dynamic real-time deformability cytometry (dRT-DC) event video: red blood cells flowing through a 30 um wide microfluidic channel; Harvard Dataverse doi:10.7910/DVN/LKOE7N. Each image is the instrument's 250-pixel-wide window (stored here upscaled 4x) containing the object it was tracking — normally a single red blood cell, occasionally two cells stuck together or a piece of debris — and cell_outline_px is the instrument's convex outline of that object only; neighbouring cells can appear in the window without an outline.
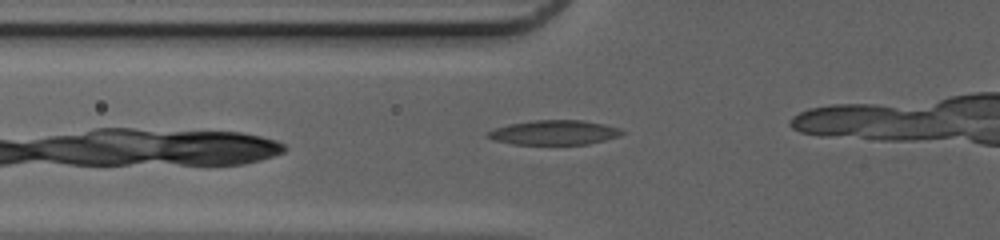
{"species": "common noctule bat (a hibernating species)", "species_latin": "Nyctalus noctula", "temperature_condition": "cold", "stored_images_in_passage": 6, "camera_frame_rate_fps": 3000, "um_per_image_px": 0.085, "animal": {"sex": "female", "body_mass_g": 20.0, "forearm_length_mm": 54.0}, "frame": {"image": 1, "passage_image": 2, "time_ms": 0.333, "image_size_px": [1000, 240], "cell_outline_px": [[624, 132], [620, 136], [588, 144], [512, 144], [496, 140], [484, 136], [488, 132], [496, 128], [508, 124], [532, 120], [584, 120], [604, 124], [620, 128]], "centroid_in_image_um": [47.12, 11.25], "position_along_channel_um": 78.7, "area_um2": 19.19}}
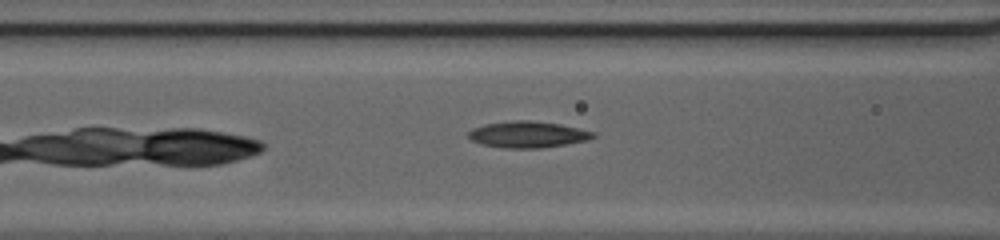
{"frame": {"image": 2, "passage_image": 5, "time_ms": 1.333, "image_size_px": [1000, 240], "cell_outline_px": [[596, 136], [588, 140], [540, 148], [504, 148], [484, 144], [472, 140], [468, 136], [468, 132], [472, 128], [484, 124], [512, 120], [528, 120], [560, 124], [596, 132]], "centroid_in_image_um": [44.86, 11.42], "position_along_channel_um": 121.7, "area_um2": 19.07}}